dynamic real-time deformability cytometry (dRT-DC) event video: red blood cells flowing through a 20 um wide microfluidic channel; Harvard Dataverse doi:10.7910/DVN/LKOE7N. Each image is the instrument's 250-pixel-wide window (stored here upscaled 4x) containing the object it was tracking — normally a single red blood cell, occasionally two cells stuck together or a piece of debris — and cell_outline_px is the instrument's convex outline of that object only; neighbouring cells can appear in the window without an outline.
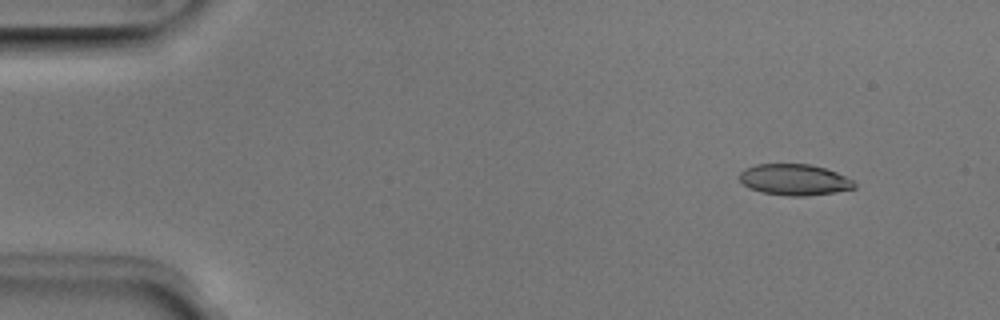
{"species": "Egyptian fruit bat (a non-hibernating species)", "species_latin": "Rousettus aegyptiacus", "temperature_condition": "room temperature", "stored_images_in_passage": 50, "camera_frame_rate_fps": 3000, "um_per_image_px": 0.085, "animal": {"sex": "male"}, "frame": {"image": 1, "passage_image": 5, "time_ms": 1.333, "image_size_px": [1000, 320], "cell_outline_px": [[856, 188], [832, 192], [804, 196], [788, 196], [760, 192], [744, 184], [740, 180], [740, 172], [744, 168], [756, 164], [808, 164], [824, 168], [836, 172], [852, 180], [856, 184]], "centroid_in_image_um": [67.51, 15.27], "position_along_channel_um": 17.5, "area_um2": 20.63}}
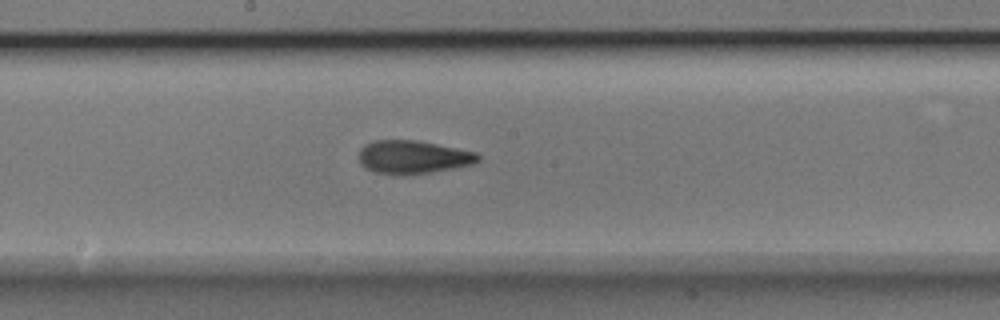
{"frame": {"image": 2, "passage_image": 27, "time_ms": 8.667, "image_size_px": [1000, 320], "cell_outline_px": [[480, 160], [472, 164], [452, 168], [428, 172], [396, 176], [376, 172], [360, 164], [360, 148], [364, 144], [372, 140], [416, 140], [476, 152], [480, 156]], "centroid_in_image_um": [35.07, 13.35], "position_along_channel_um": 213.1, "area_um2": 22.95}}
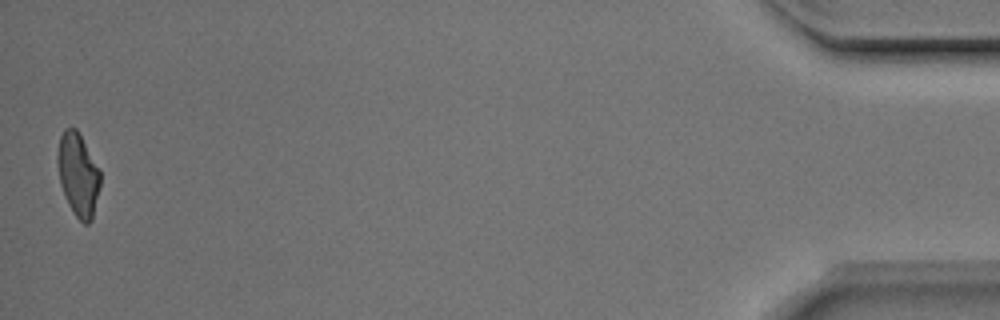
{"frame": {"image": 3, "passage_image": 50, "time_ms": 16.333, "image_size_px": [1000, 320], "cell_outline_px": [[100, 184], [92, 220], [88, 224], [84, 224], [76, 216], [68, 204], [60, 184], [56, 160], [56, 156], [60, 136], [64, 128], [76, 128], [100, 168]], "centroid_in_image_um": [6.63, 14.82], "position_along_channel_um": 428.6, "area_um2": 20.81}, "authors_computed_cell_mechanics": {"area_um2": 21.9062, "velocity_mm_per_s": 4.0102, "shape_relaxation_time_tau1_ms": 3.1763, "shape_relaxation_time_tau2_ms": 2.0332, "deformation_change_tau1": 0.1354, "deformation_change_tau2": 0.0839}}